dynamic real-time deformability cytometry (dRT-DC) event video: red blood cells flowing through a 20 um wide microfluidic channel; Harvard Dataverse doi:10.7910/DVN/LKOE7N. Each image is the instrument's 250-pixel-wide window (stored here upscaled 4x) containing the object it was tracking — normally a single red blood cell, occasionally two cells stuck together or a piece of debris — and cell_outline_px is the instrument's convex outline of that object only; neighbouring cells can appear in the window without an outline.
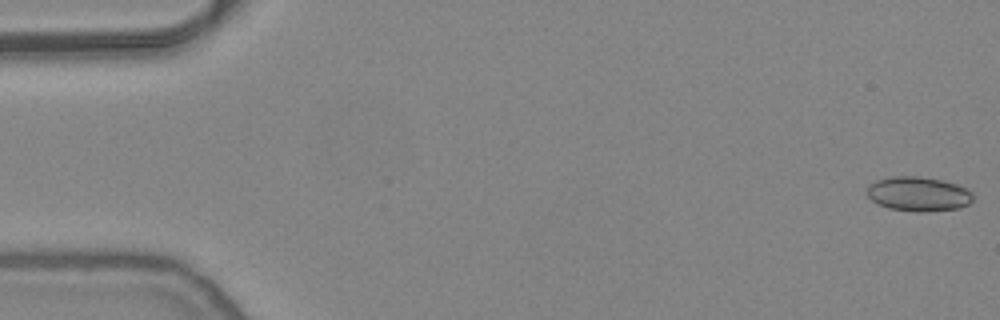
{"species": "common noctule bat (a hibernating species)", "species_latin": "Nyctalus noctula", "temperature_condition": "warm", "stored_images_in_passage": 8, "camera_frame_rate_fps": 3000, "um_per_image_px": 0.085, "animal": {"sex": "female", "body_mass_g": 24.6, "forearm_length_mm": 56.2}, "frame": {"image": 1, "passage_image": 1, "time_ms": 0.0, "image_size_px": [1000, 320], "cell_outline_px": [[972, 200], [968, 204], [960, 208], [928, 212], [916, 212], [888, 208], [876, 204], [868, 196], [868, 188], [876, 180], [892, 176], [920, 176], [940, 180], [956, 184], [968, 188], [972, 192]], "centroid_in_image_um": [78.08, 16.5], "position_along_channel_um": 6.9, "area_um2": 21.39}}